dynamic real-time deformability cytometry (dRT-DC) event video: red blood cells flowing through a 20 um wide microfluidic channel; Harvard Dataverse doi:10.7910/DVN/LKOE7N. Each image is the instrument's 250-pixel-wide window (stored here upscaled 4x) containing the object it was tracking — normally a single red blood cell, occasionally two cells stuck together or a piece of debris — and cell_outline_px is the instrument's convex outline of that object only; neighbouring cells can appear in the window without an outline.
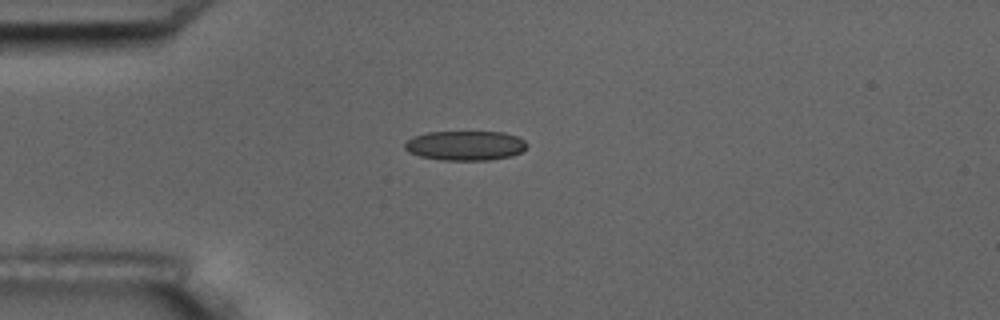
{"species": "common noctule bat (a hibernating species)", "species_latin": "Nyctalus noctula", "temperature_condition": "room temperature", "stored_images_in_passage": 8, "camera_frame_rate_fps": 3000, "um_per_image_px": 0.085, "animal": {"sex": "male", "body_mass_g": 17.5, "forearm_length_mm": 52.3}, "frame": {"image": 1, "passage_image": 1, "time_ms": 0.0, "image_size_px": [1000, 320], "cell_outline_px": [[528, 144], [520, 152], [512, 156], [488, 160], [440, 160], [420, 156], [408, 152], [404, 148], [404, 144], [412, 136], [428, 132], [504, 132], [516, 136], [524, 140]], "centroid_in_image_um": [39.53, 12.37], "position_along_channel_um": 45.5, "area_um2": 21.1}}
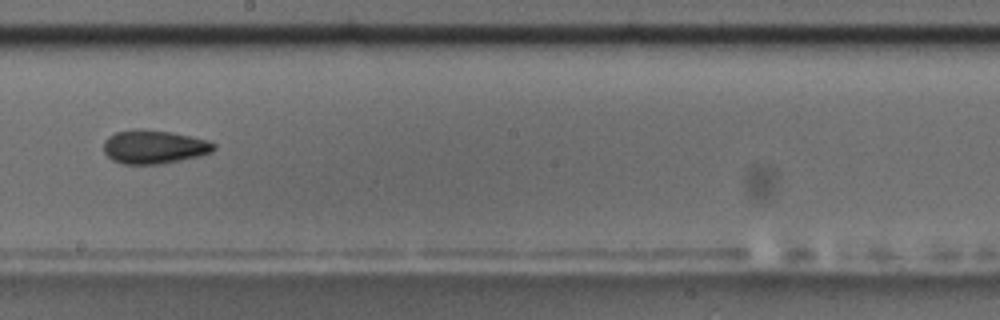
{"frame": {"image": 2, "passage_image": 6, "time_ms": 5.667, "image_size_px": [1000, 320], "cell_outline_px": [[216, 148], [212, 152], [200, 156], [160, 164], [124, 164], [112, 160], [104, 152], [104, 140], [108, 136], [116, 132], [132, 128], [140, 128], [172, 132], [208, 140], [216, 144]], "centroid_in_image_um": [13.09, 12.47], "position_along_channel_um": 235.1, "area_um2": 21.85}}
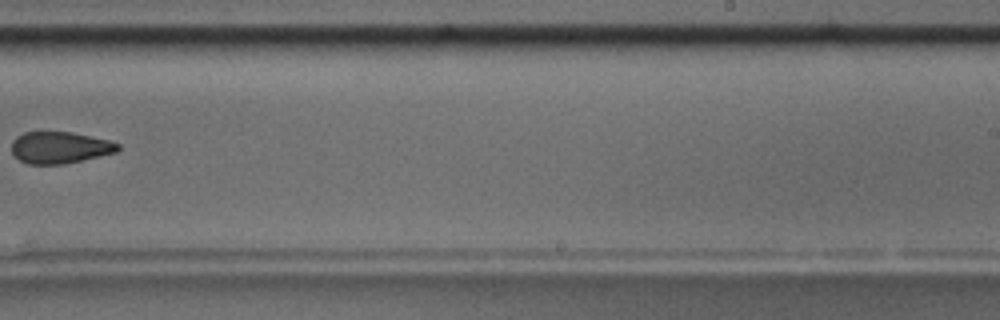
{"frame": {"image": 3, "passage_image": 7, "time_ms": 7.0, "image_size_px": [1000, 320], "cell_outline_px": [[120, 148], [116, 152], [84, 160], [64, 164], [28, 164], [12, 156], [12, 140], [16, 136], [24, 132], [72, 132], [108, 140], [120, 144]], "centroid_in_image_um": [5.06, 12.54], "position_along_channel_um": 283.9, "area_um2": 19.77}}